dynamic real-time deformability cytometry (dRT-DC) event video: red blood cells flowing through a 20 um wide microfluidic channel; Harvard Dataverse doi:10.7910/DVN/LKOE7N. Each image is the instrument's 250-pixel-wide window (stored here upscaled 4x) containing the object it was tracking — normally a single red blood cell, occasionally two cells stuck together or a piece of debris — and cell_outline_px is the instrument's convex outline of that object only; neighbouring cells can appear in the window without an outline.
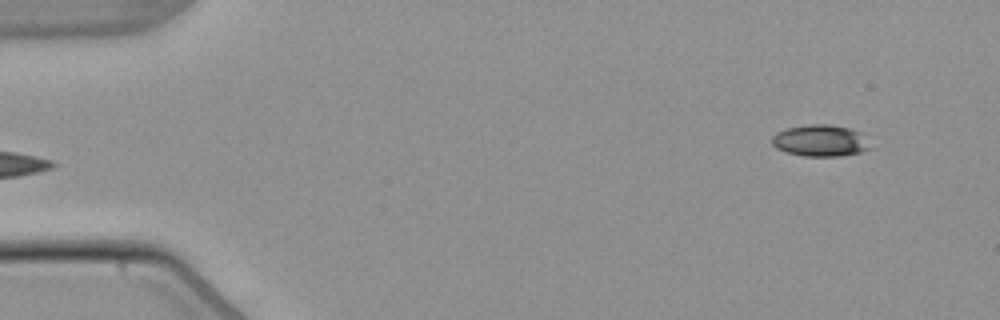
{"species": "common noctule bat (a hibernating species)", "species_latin": "Nyctalus noctula", "temperature_condition": "warm", "stored_images_in_passage": 4, "segment_of_instrument_passage": [2, 2], "camera_frame_rate_fps": 3000, "um_per_image_px": 0.085, "animal": {"sex": "male", "body_mass_g": 21.5, "forearm_length_mm": 52.0}, "frame": {"image": 1, "passage_image": 4, "time_ms": 3.667, "image_size_px": [1000, 320], "cell_outline_px": [[872, 148], [860, 152], [840, 156], [804, 156], [788, 152], [776, 148], [772, 144], [772, 136], [776, 132], [788, 128], [808, 124], [828, 124], [848, 128], [864, 132]], "centroid_in_image_um": [69.77, 11.95], "position_along_channel_um": 15.2, "area_um2": 18.26}}